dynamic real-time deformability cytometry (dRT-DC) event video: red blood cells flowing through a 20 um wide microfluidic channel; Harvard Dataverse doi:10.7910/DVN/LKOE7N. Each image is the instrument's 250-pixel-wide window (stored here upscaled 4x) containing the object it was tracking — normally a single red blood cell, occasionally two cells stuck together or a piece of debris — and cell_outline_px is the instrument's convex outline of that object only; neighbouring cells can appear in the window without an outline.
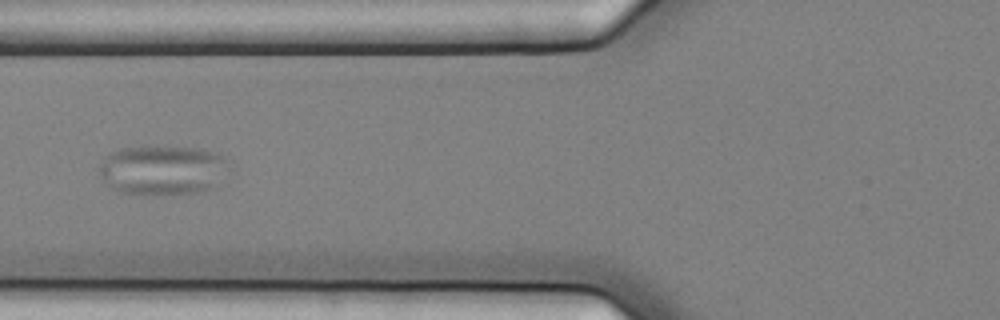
{"species": "common noctule bat (a hibernating species)", "species_latin": "Nyctalus noctula", "temperature_condition": "cold", "stored_images_in_passage": 8, "camera_frame_rate_fps": 3000, "um_per_image_px": 0.085, "animal": {"sex": "female", "body_mass_g": 25.1}, "frame": {"image": 1, "passage_image": 5, "time_ms": 1.333, "image_size_px": [1000, 320], "cell_outline_px": [[228, 164], [212, 188], [196, 192], [120, 192], [112, 188], [100, 176], [100, 164], [104, 156], [120, 148], [196, 148], [216, 152], [224, 156], [228, 160]], "centroid_in_image_um": [13.79, 14.42], "position_along_channel_um": 112.0, "area_um2": 35.89}}
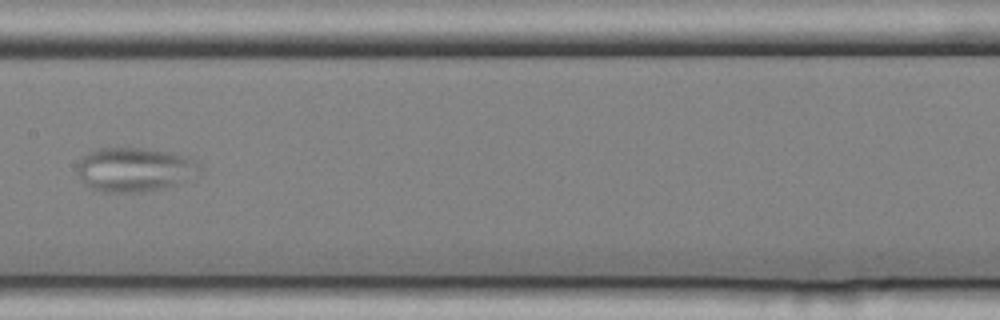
{"frame": {"image": 2, "passage_image": 7, "time_ms": 2.0, "image_size_px": [1000, 320], "cell_outline_px": [[204, 172], [196, 180], [160, 188], [140, 192], [100, 192], [88, 188], [84, 184], [76, 172], [76, 164], [88, 152], [96, 148], [144, 148], [172, 152], [188, 156], [196, 160], [204, 168]], "centroid_in_image_um": [11.52, 14.41], "position_along_channel_um": 195.9, "area_um2": 32.66}}
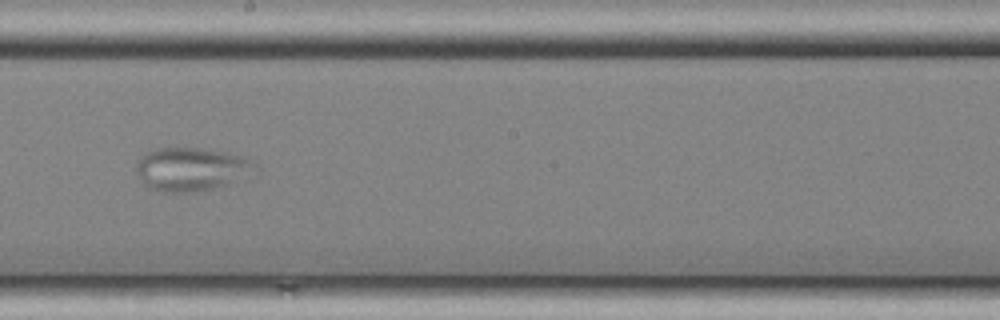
{"frame": {"image": 3, "passage_image": 8, "time_ms": 2.333, "image_size_px": [1000, 320], "cell_outline_px": [[260, 168], [256, 176], [244, 180], [196, 192], [160, 192], [148, 188], [144, 184], [136, 168], [136, 164], [140, 156], [156, 148], [204, 148], [244, 156], [256, 164]], "centroid_in_image_um": [16.37, 14.39], "position_along_channel_um": 231.8, "area_um2": 30.75}}